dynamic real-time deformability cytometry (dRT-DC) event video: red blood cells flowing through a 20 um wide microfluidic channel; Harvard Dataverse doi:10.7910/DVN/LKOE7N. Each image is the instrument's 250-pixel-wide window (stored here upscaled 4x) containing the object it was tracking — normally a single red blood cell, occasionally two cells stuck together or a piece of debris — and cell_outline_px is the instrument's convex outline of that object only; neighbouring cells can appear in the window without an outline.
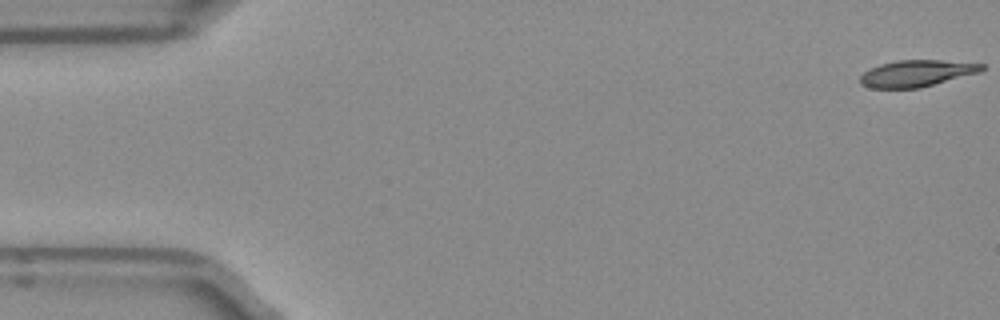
{"species": "Egyptian fruit bat (a non-hibernating species)", "species_latin": "Rousettus aegyptiacus", "temperature_condition": "room temperature", "stored_images_in_passage": 52, "segment_of_instrument_passage": [1, 2], "camera_frame_rate_fps": 3000, "um_per_image_px": 0.085, "frame": {"image": 1, "passage_image": 1, "time_ms": 0.0, "image_size_px": [1000, 320], "cell_outline_px": [[984, 68], [980, 72], [920, 88], [872, 88], [860, 84], [860, 76], [864, 72], [880, 64], [896, 60], [940, 60], [984, 64]], "centroid_in_image_um": [77.9, 6.24], "position_along_channel_um": 7.1, "area_um2": 18.73}}
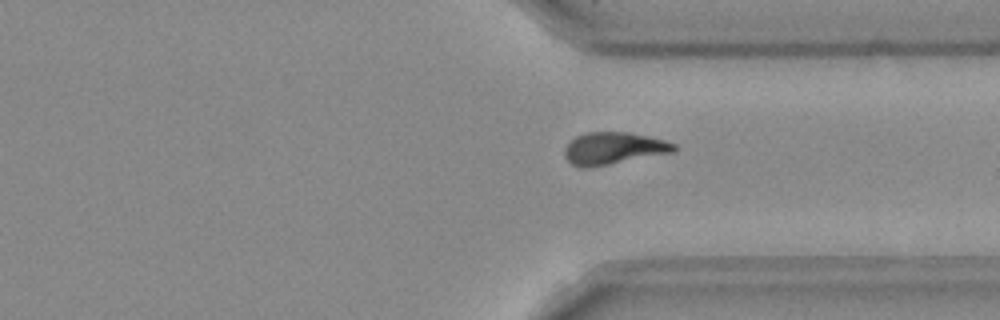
{"frame": {"image": 2, "passage_image": 38, "time_ms": 12.333, "image_size_px": [1000, 320], "cell_outline_px": [[676, 152], [608, 164], [584, 168], [580, 168], [572, 164], [564, 156], [564, 148], [576, 136], [584, 132], [628, 132], [648, 136], [664, 140], [676, 144]], "centroid_in_image_um": [52.15, 12.6], "position_along_channel_um": 359.2, "area_um2": 20.46}}
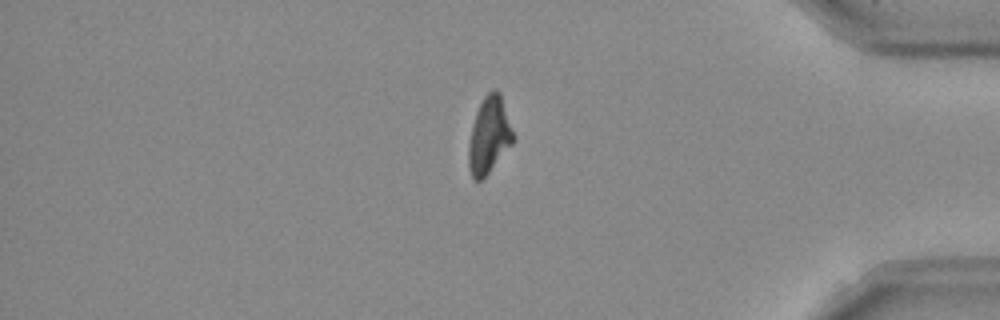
{"frame": {"image": 3, "passage_image": 43, "time_ms": 14.0, "image_size_px": [1000, 320], "cell_outline_px": [[512, 144], [488, 172], [480, 180], [472, 180], [468, 168], [468, 144], [472, 124], [476, 112], [484, 96], [492, 88], [496, 88], [500, 92], [512, 132]], "centroid_in_image_um": [41.52, 11.49], "position_along_channel_um": 393.7, "area_um2": 19.54}}